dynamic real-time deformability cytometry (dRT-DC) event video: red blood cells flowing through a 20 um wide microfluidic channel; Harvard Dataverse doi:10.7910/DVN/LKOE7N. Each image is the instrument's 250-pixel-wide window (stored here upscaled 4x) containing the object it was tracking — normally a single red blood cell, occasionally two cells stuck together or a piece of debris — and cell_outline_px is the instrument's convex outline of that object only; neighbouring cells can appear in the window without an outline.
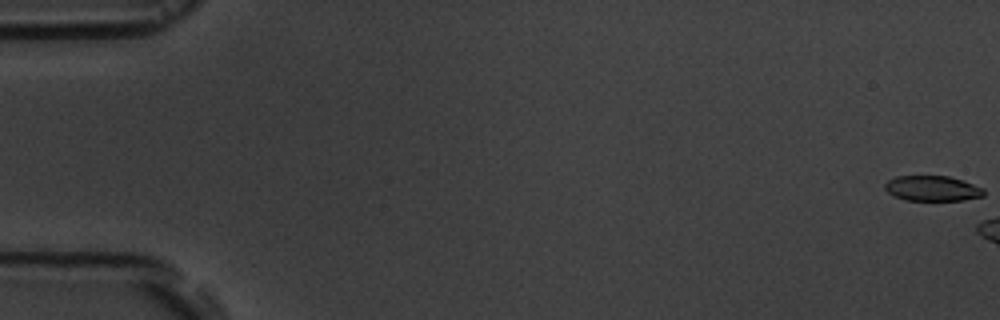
{"species": "common noctule bat (a hibernating species)", "species_latin": "Nyctalus noctula", "temperature_condition": "room temperature", "stored_images_in_passage": 3, "camera_frame_rate_fps": 3000, "um_per_image_px": 0.085, "animal": {"sex": "male", "body_mass_g": 19.5, "forearm_length_mm": 54.6}, "frame": {"image": 1, "passage_image": 1, "time_ms": 0.0, "image_size_px": [1000, 320], "cell_outline_px": [[984, 196], [964, 200], [908, 200], [892, 196], [884, 188], [884, 184], [888, 180], [896, 176], [948, 176], [984, 188]], "centroid_in_image_um": [79.22, 16.02], "position_along_channel_um": 5.8, "area_um2": 14.51}}